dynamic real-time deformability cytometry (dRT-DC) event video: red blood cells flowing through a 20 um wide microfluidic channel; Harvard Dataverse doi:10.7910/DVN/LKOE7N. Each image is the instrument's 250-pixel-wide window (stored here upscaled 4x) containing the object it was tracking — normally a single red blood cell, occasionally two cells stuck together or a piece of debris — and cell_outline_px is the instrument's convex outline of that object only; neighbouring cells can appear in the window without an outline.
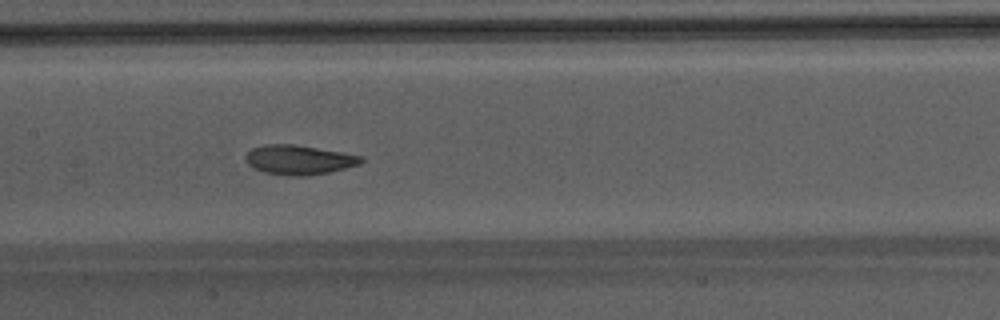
{"species": "Egyptian fruit bat (a non-hibernating species)", "species_latin": "Rousettus aegyptiacus", "temperature_condition": "warm", "stored_images_in_passage": 18, "camera_frame_rate_fps": 3000, "um_per_image_px": 0.085, "animal": {"sex": "male"}, "frame": {"image": 1, "passage_image": 15, "time_ms": 4.667, "image_size_px": [1000, 320], "cell_outline_px": [[364, 160], [360, 164], [328, 172], [308, 176], [288, 176], [264, 172], [252, 168], [248, 164], [244, 156], [252, 148], [264, 144], [292, 144], [364, 156]], "centroid_in_image_um": [25.38, 13.59], "position_along_channel_um": 182.0, "area_um2": 19.83}}